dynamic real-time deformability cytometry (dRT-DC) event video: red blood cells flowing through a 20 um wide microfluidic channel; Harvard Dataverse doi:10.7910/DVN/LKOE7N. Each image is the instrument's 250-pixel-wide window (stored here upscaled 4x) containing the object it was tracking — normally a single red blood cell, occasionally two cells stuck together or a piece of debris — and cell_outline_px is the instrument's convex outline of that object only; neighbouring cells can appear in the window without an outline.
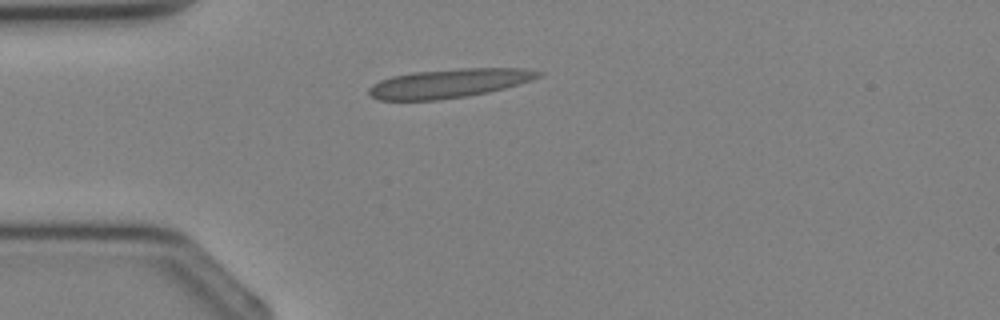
{"species": "Egyptian fruit bat (a non-hibernating species)", "species_latin": "Rousettus aegyptiacus", "temperature_condition": "cold", "stored_images_in_passage": 3, "camera_frame_rate_fps": 3000, "um_per_image_px": 0.085, "animal": {"sex": "female"}, "frame": {"image": 1, "passage_image": 3, "time_ms": 3.0, "image_size_px": [1000, 320], "cell_outline_px": [[544, 72], [540, 76], [532, 80], [520, 84], [488, 92], [468, 96], [440, 100], [380, 100], [372, 96], [368, 92], [368, 88], [372, 84], [380, 80], [392, 76], [412, 72], [464, 68], [524, 68]], "centroid_in_image_um": [38.18, 7.08], "position_along_channel_um": 46.8, "area_um2": 28.67}}